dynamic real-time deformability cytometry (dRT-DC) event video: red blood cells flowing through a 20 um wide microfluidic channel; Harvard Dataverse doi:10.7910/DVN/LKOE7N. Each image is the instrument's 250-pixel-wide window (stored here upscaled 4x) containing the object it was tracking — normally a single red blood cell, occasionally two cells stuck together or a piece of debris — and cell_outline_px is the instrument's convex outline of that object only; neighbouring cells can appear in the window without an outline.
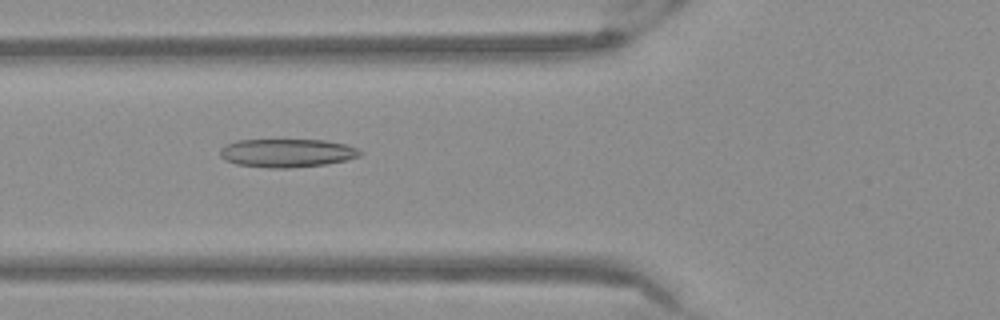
{"species": "Egyptian fruit bat (a non-hibernating species)", "species_latin": "Rousettus aegyptiacus", "temperature_condition": "warm", "stored_images_in_passage": 37, "camera_frame_rate_fps": 3000, "um_per_image_px": 0.085, "frame": {"image": 1, "passage_image": 5, "time_ms": 1.333, "image_size_px": [1000, 320], "cell_outline_px": [[364, 152], [360, 156], [344, 160], [324, 164], [288, 168], [268, 168], [236, 164], [224, 160], [220, 156], [220, 148], [224, 144], [236, 140], [324, 140], [344, 144], [356, 148]], "centroid_in_image_um": [24.34, 13.0], "position_along_channel_um": 101.5, "area_um2": 23.18}}
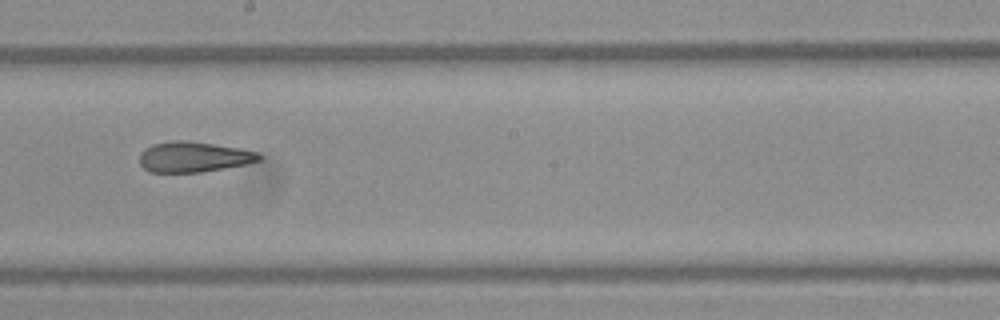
{"frame": {"image": 2, "passage_image": 15, "time_ms": 4.667, "image_size_px": [1000, 320], "cell_outline_px": [[264, 156], [260, 160], [244, 164], [224, 168], [200, 172], [148, 172], [140, 164], [140, 152], [144, 148], [152, 144], [172, 140], [184, 140], [240, 148], [256, 152]], "centroid_in_image_um": [16.42, 13.33], "position_along_channel_um": 231.8, "area_um2": 21.15}}
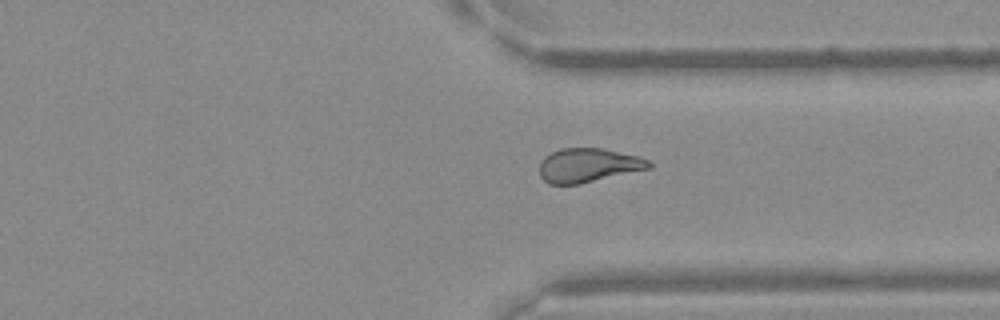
{"frame": {"image": 3, "passage_image": 25, "time_ms": 8.0, "image_size_px": [1000, 320], "cell_outline_px": [[652, 168], [580, 184], [548, 184], [540, 176], [540, 164], [544, 156], [560, 148], [600, 148], [640, 156], [648, 160], [652, 164]], "centroid_in_image_um": [50.01, 14.05], "position_along_channel_um": 361.4, "area_um2": 21.79}}